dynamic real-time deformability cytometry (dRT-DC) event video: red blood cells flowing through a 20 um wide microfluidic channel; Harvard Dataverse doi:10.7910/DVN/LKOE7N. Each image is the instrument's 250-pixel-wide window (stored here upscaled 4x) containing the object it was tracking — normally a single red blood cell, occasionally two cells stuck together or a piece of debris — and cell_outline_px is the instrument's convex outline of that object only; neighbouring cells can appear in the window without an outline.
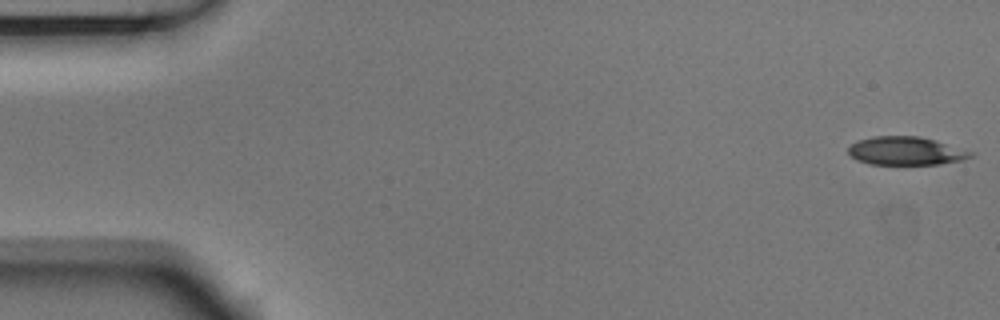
{"species": "Egyptian fruit bat (a non-hibernating species)", "species_latin": "Rousettus aegyptiacus", "temperature_condition": "room temperature", "stored_images_in_passage": 14, "camera_frame_rate_fps": 3000, "um_per_image_px": 0.085, "animal": {"sex": "male"}, "frame": {"image": 1, "passage_image": 1, "time_ms": 0.0, "image_size_px": [1000, 320], "cell_outline_px": [[976, 156], [964, 160], [940, 164], [868, 164], [856, 160], [848, 156], [848, 148], [852, 144], [860, 140], [872, 136], [920, 136], [936, 140], [976, 152]], "centroid_in_image_um": [77.05, 12.83], "position_along_channel_um": 7.9, "area_um2": 20.58}}